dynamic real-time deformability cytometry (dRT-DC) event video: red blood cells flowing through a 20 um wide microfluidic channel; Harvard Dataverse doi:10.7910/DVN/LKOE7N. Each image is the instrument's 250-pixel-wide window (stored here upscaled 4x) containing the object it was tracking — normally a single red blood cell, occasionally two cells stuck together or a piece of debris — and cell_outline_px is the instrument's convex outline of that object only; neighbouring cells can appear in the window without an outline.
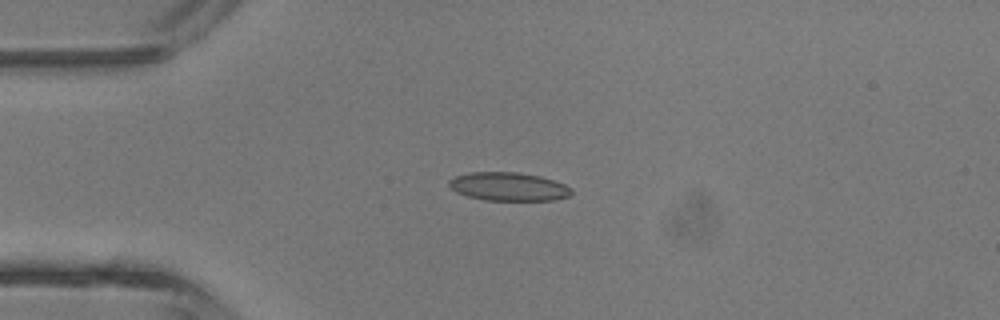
{"species": "common noctule bat (a hibernating species)", "species_latin": "Nyctalus noctula", "temperature_condition": "room temperature", "stored_images_in_passage": 3, "camera_frame_rate_fps": 3000, "um_per_image_px": 0.085, "animal": {"sex": "male", "body_mass_g": 13.3}, "frame": {"image": 1, "passage_image": 3, "time_ms": 2.333, "image_size_px": [1000, 320], "cell_outline_px": [[572, 192], [568, 196], [552, 200], [488, 200], [468, 196], [456, 192], [448, 184], [448, 180], [456, 176], [472, 172], [516, 172], [540, 176], [564, 184], [572, 188]], "centroid_in_image_um": [43.22, 15.85], "position_along_channel_um": 41.8, "area_um2": 20.06}}